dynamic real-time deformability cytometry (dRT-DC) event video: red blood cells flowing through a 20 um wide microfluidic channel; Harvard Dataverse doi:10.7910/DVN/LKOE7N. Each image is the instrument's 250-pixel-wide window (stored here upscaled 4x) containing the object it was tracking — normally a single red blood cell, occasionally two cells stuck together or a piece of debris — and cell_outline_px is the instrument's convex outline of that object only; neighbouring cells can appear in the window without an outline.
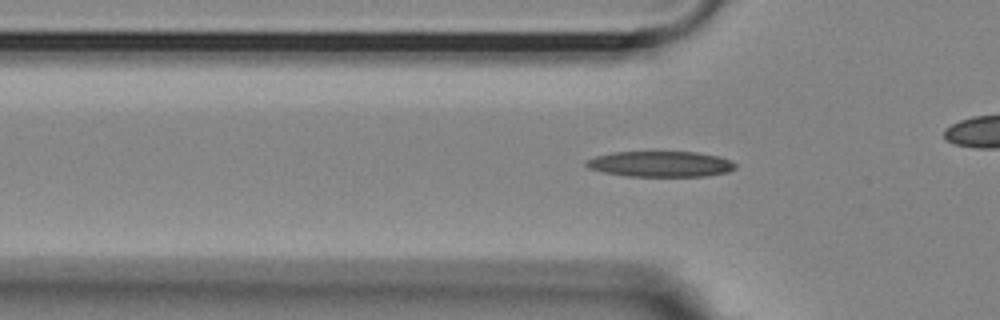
{"species": "Egyptian fruit bat (a non-hibernating species)", "species_latin": "Rousettus aegyptiacus", "temperature_condition": "room temperature", "stored_images_in_passage": 40, "camera_frame_rate_fps": 3000, "um_per_image_px": 0.085, "animal": {"sex": "female"}, "frame": {"image": 1, "passage_image": 13, "time_ms": 4.0, "image_size_px": [1000, 320], "cell_outline_px": [[736, 168], [728, 172], [704, 176], [628, 176], [604, 172], [588, 168], [584, 164], [584, 160], [596, 156], [612, 152], [696, 152], [716, 156], [728, 160], [736, 164]], "centroid_in_image_um": [56.1, 13.94], "position_along_channel_um": 69.7, "area_um2": 22.2}}
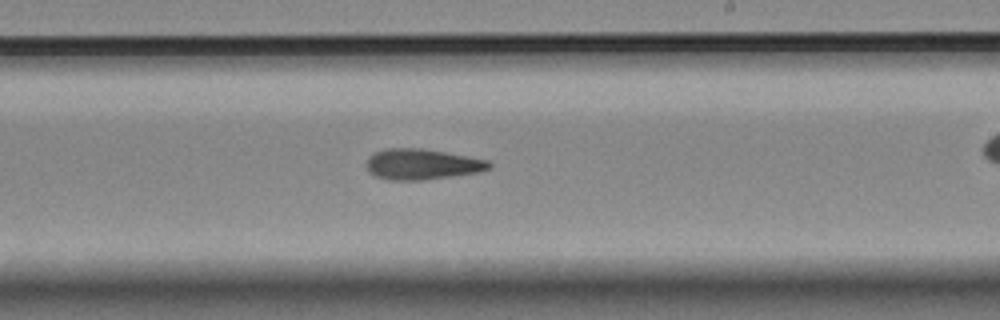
{"frame": {"image": 2, "passage_image": 28, "time_ms": 9.0, "image_size_px": [1000, 320], "cell_outline_px": [[492, 168], [480, 172], [452, 176], [420, 180], [388, 180], [376, 176], [368, 172], [368, 156], [384, 148], [420, 148], [444, 152], [488, 160], [492, 164]], "centroid_in_image_um": [35.88, 13.96], "position_along_channel_um": 253.1, "area_um2": 21.85}}
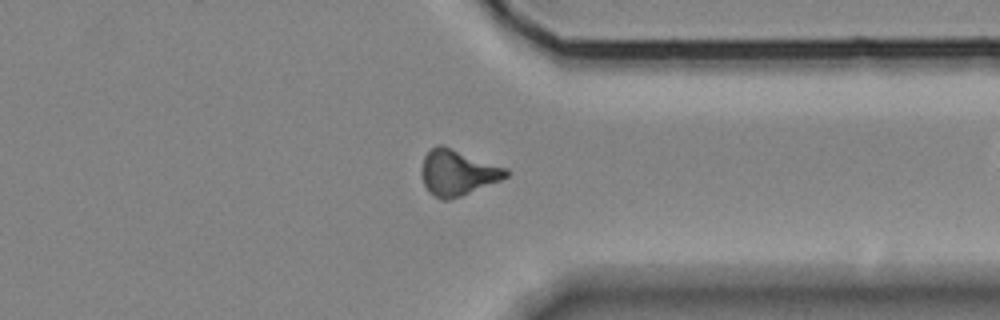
{"frame": {"image": 3, "passage_image": 38, "time_ms": 12.333, "image_size_px": [1000, 320], "cell_outline_px": [[508, 176], [500, 180], [460, 196], [448, 200], [440, 200], [432, 196], [428, 192], [424, 184], [420, 172], [420, 168], [424, 156], [436, 144], [440, 144], [452, 148], [508, 168]], "centroid_in_image_um": [38.85, 14.67], "position_along_channel_um": 372.5, "area_um2": 22.54}}